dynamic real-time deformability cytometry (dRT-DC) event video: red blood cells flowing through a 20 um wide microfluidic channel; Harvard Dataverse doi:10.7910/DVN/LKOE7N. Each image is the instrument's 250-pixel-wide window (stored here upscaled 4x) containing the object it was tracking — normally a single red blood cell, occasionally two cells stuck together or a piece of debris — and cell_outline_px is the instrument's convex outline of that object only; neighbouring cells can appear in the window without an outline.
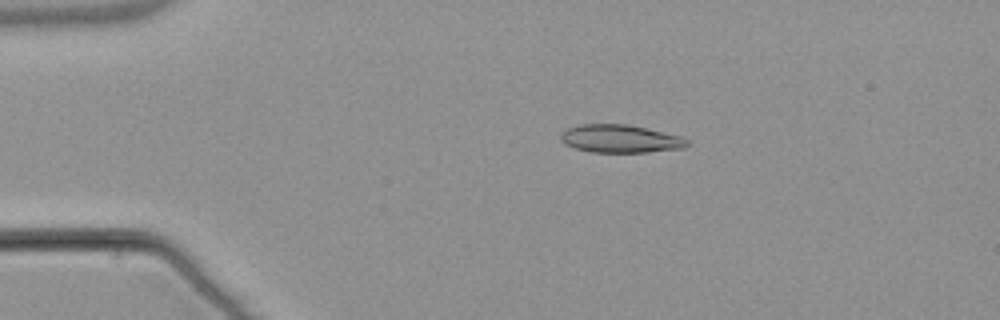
{"species": "common noctule bat (a hibernating species)", "species_latin": "Nyctalus noctula", "temperature_condition": "warm", "stored_images_in_passage": 44, "camera_frame_rate_fps": 3000, "um_per_image_px": 0.085, "animal": {"sex": "male", "body_mass_g": 21.5, "forearm_length_mm": 52.0}, "frame": {"image": 1, "passage_image": 1, "time_ms": 0.0, "image_size_px": [1000, 320], "cell_outline_px": [[688, 144], [684, 148], [648, 152], [592, 152], [576, 148], [564, 144], [560, 140], [560, 132], [568, 128], [580, 124], [628, 124], [684, 136], [688, 140]], "centroid_in_image_um": [52.73, 11.78], "position_along_channel_um": 32.3, "area_um2": 20.81}}
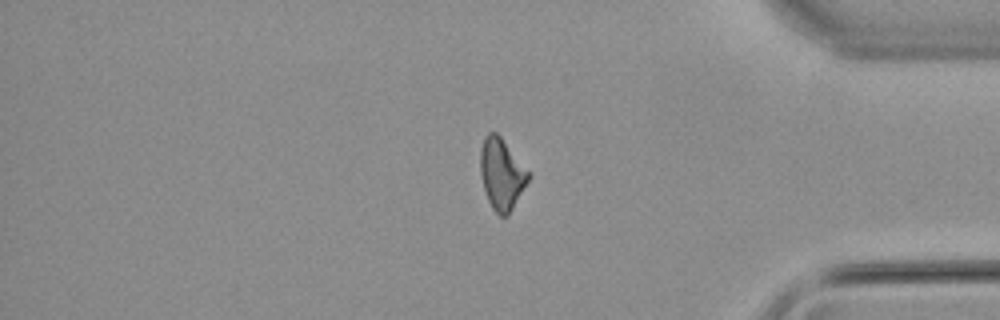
{"frame": {"image": 2, "passage_image": 35, "time_ms": 11.333, "image_size_px": [1000, 320], "cell_outline_px": [[528, 180], [508, 216], [500, 216], [492, 208], [488, 200], [484, 188], [480, 172], [480, 148], [484, 136], [488, 132], [496, 132], [500, 136], [528, 172]], "centroid_in_image_um": [42.59, 14.78], "position_along_channel_um": 392.6, "area_um2": 19.42}}
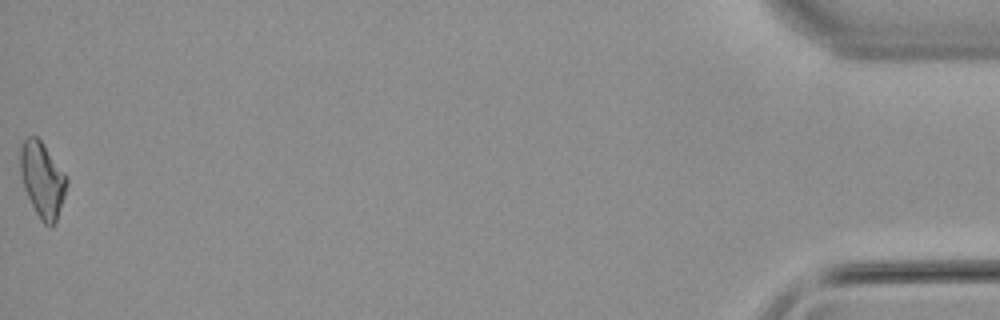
{"frame": {"image": 3, "passage_image": 44, "time_ms": 14.333, "image_size_px": [1000, 320], "cell_outline_px": [[68, 180], [64, 196], [56, 224], [52, 228], [44, 224], [40, 220], [24, 188], [20, 172], [20, 148], [24, 140], [28, 136], [36, 136], [40, 140], [64, 172]], "centroid_in_image_um": [3.6, 15.31], "position_along_channel_um": 431.6, "area_um2": 20.23}, "authors_computed_cell_mechanics": {"area_um2": 20.1722, "velocity_mm_per_s": 3.8381, "shape_relaxation_time_tau1_ms": null, "shape_relaxation_time_tau2_ms": 6.0915, "deformation_change_tau1": null, "deformation_change_tau2": 0.1768}}